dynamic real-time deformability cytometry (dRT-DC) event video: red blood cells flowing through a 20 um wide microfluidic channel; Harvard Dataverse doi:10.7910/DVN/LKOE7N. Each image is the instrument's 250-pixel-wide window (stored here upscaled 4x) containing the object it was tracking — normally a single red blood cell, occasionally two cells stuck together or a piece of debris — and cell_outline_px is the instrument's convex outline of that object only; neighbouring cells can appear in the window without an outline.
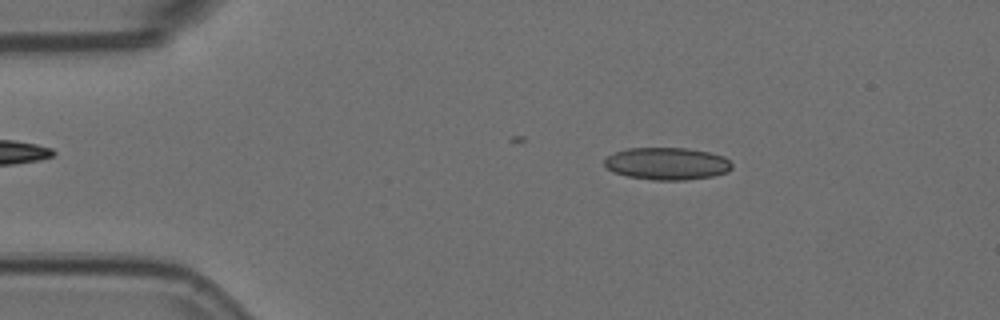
{"species": "Egyptian fruit bat (a non-hibernating species)", "species_latin": "Rousettus aegyptiacus", "temperature_condition": "room temperature", "stored_images_in_passage": 4, "camera_frame_rate_fps": 3000, "um_per_image_px": 0.085, "animal": {"sex": "female"}, "frame": {"image": 1, "passage_image": 2, "time_ms": 0.333, "image_size_px": [1000, 320], "cell_outline_px": [[732, 168], [728, 172], [712, 176], [684, 180], [652, 180], [628, 176], [612, 172], [604, 164], [604, 160], [608, 156], [616, 152], [628, 148], [688, 148], [708, 152], [724, 156], [732, 164]], "centroid_in_image_um": [56.7, 13.91], "position_along_channel_um": 28.3, "area_um2": 23.99}}
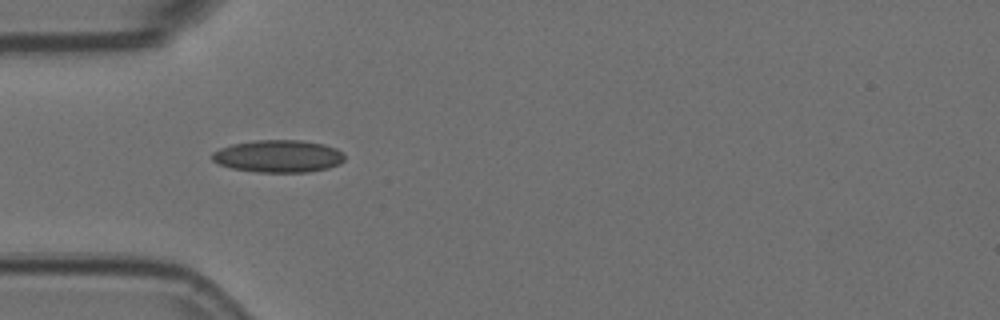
{"frame": {"image": 2, "passage_image": 4, "time_ms": 1.0, "image_size_px": [1000, 320], "cell_outline_px": [[344, 160], [340, 164], [328, 168], [308, 172], [256, 172], [232, 168], [220, 164], [212, 160], [212, 152], [220, 148], [232, 144], [256, 140], [300, 140], [324, 144], [336, 148], [344, 152]], "centroid_in_image_um": [23.68, 13.27], "position_along_channel_um": 61.3, "area_um2": 25.09}}